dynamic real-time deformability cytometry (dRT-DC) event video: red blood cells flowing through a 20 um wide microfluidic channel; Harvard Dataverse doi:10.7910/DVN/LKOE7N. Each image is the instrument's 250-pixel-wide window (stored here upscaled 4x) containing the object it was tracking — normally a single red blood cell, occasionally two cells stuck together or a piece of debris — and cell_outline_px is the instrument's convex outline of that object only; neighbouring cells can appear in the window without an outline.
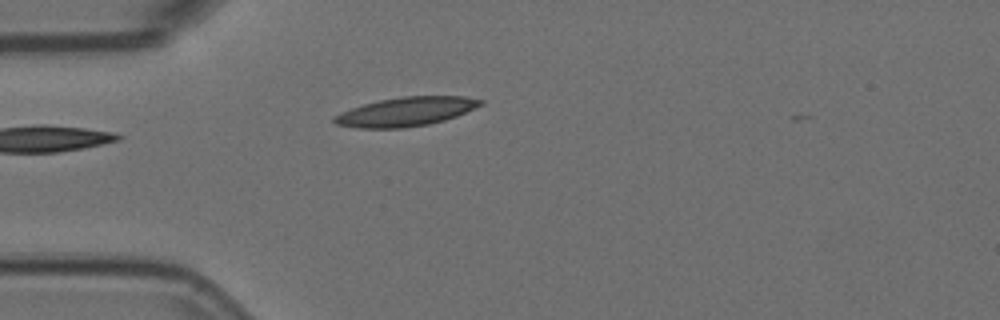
{"species": "Egyptian fruit bat (a non-hibernating species)", "species_latin": "Rousettus aegyptiacus", "temperature_condition": "room temperature", "stored_images_in_passage": 6, "camera_frame_rate_fps": 3000, "um_per_image_px": 0.085, "animal": {"sex": "female"}, "frame": {"image": 1, "passage_image": 5, "time_ms": 1.333, "image_size_px": [1000, 320], "cell_outline_px": [[484, 104], [456, 116], [444, 120], [428, 124], [404, 128], [356, 128], [336, 124], [332, 120], [332, 116], [340, 112], [364, 104], [380, 100], [404, 96], [464, 96], [484, 100]], "centroid_in_image_um": [34.49, 9.49], "position_along_channel_um": 50.5, "area_um2": 24.68}}